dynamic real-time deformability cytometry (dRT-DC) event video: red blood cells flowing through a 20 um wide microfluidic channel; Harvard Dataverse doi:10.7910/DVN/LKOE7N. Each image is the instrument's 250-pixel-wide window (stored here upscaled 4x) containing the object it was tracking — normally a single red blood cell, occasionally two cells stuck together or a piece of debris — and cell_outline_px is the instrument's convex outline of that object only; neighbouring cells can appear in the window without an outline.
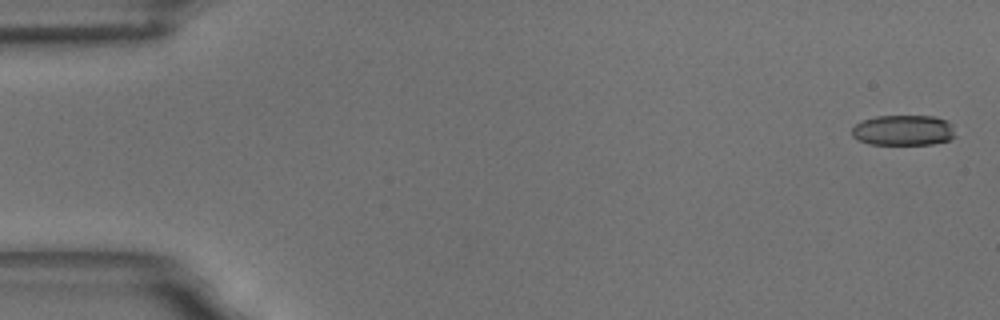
{"species": "common noctule bat (a hibernating species)", "species_latin": "Nyctalus noctula", "temperature_condition": "room temperature", "stored_images_in_passage": 4, "camera_frame_rate_fps": 3000, "um_per_image_px": 0.085, "animal": {"sex": "male", "body_mass_g": 18.8}, "frame": {"image": 1, "passage_image": 1, "time_ms": 0.0, "image_size_px": [1000, 320], "cell_outline_px": [[956, 136], [948, 140], [932, 144], [868, 144], [856, 140], [852, 136], [852, 128], [860, 120], [876, 116], [936, 116], [948, 120], [952, 124]], "centroid_in_image_um": [76.78, 11.07], "position_along_channel_um": 8.2, "area_um2": 18.67}}